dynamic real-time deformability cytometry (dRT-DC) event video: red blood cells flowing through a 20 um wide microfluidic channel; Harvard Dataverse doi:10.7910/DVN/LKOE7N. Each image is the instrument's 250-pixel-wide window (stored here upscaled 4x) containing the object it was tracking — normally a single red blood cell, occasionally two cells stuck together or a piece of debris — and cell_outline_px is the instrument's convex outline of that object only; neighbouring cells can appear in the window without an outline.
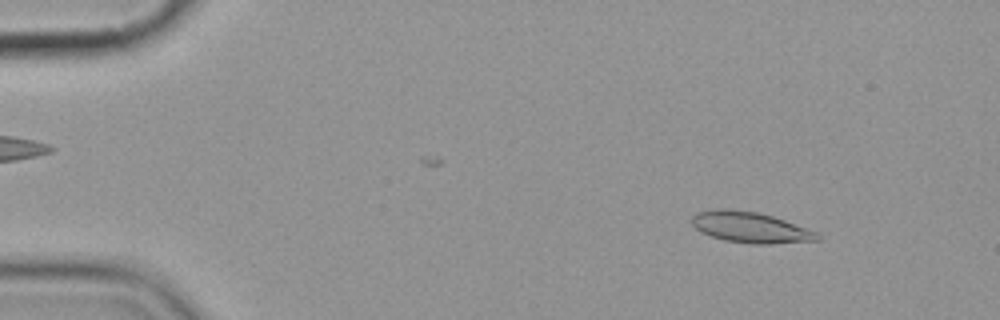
{"species": "common noctule bat (a hibernating species)", "species_latin": "Nyctalus noctula", "temperature_condition": "cold", "stored_images_in_passage": 4, "camera_frame_rate_fps": 3000, "um_per_image_px": 0.085, "animal": {"sex": "female", "body_mass_g": 19.9}, "frame": {"image": 1, "passage_image": 1, "time_ms": 0.0, "image_size_px": [1000, 320], "cell_outline_px": [[820, 240], [768, 244], [752, 244], [724, 240], [700, 232], [692, 224], [692, 216], [696, 212], [716, 208], [724, 208], [756, 212], [772, 216], [784, 220], [816, 232], [820, 236]], "centroid_in_image_um": [63.74, 19.32], "position_along_channel_um": 21.3, "area_um2": 22.43}}
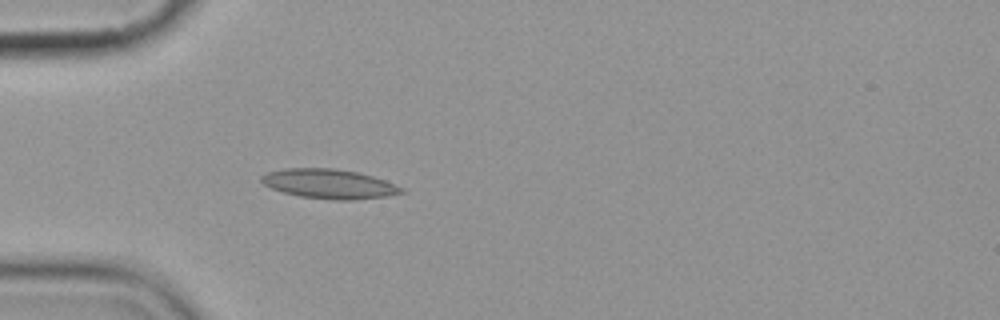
{"frame": {"image": 2, "passage_image": 4, "time_ms": 3.333, "image_size_px": [1000, 320], "cell_outline_px": [[408, 192], [388, 196], [352, 200], [340, 200], [300, 196], [284, 192], [272, 188], [264, 184], [260, 180], [260, 176], [268, 172], [284, 168], [332, 168], [356, 172], [372, 176], [384, 180], [404, 188]], "centroid_in_image_um": [28.0, 15.63], "position_along_channel_um": 57.0, "area_um2": 23.93}}